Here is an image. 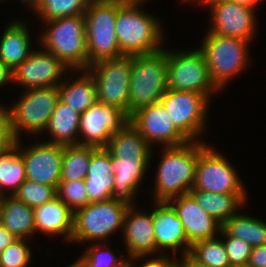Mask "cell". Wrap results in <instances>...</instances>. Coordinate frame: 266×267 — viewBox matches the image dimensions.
<instances>
[{"label": "cell", "instance_id": "e0dca14e", "mask_svg": "<svg viewBox=\"0 0 266 267\" xmlns=\"http://www.w3.org/2000/svg\"><path fill=\"white\" fill-rule=\"evenodd\" d=\"M20 141L21 139L18 140V148L25 164L26 179L57 189L61 176L63 145L44 141L22 150Z\"/></svg>", "mask_w": 266, "mask_h": 267}, {"label": "cell", "instance_id": "d6986e66", "mask_svg": "<svg viewBox=\"0 0 266 267\" xmlns=\"http://www.w3.org/2000/svg\"><path fill=\"white\" fill-rule=\"evenodd\" d=\"M135 205H130L126 211L123 223L124 242L129 260L141 259L157 252L154 236L153 211L150 213L138 212ZM148 255V256H147Z\"/></svg>", "mask_w": 266, "mask_h": 267}, {"label": "cell", "instance_id": "60d3db41", "mask_svg": "<svg viewBox=\"0 0 266 267\" xmlns=\"http://www.w3.org/2000/svg\"><path fill=\"white\" fill-rule=\"evenodd\" d=\"M177 266V259L171 257L169 258L166 254H160L159 256H156V258L145 261V263L137 266L132 262V260H129L128 267H176Z\"/></svg>", "mask_w": 266, "mask_h": 267}, {"label": "cell", "instance_id": "ac0fdd59", "mask_svg": "<svg viewBox=\"0 0 266 267\" xmlns=\"http://www.w3.org/2000/svg\"><path fill=\"white\" fill-rule=\"evenodd\" d=\"M168 203L177 212L191 244L216 238L221 232L222 224L205 212L190 193L174 197Z\"/></svg>", "mask_w": 266, "mask_h": 267}, {"label": "cell", "instance_id": "1f68e13d", "mask_svg": "<svg viewBox=\"0 0 266 267\" xmlns=\"http://www.w3.org/2000/svg\"><path fill=\"white\" fill-rule=\"evenodd\" d=\"M91 161V146H63L60 181L84 180Z\"/></svg>", "mask_w": 266, "mask_h": 267}, {"label": "cell", "instance_id": "5bb4252c", "mask_svg": "<svg viewBox=\"0 0 266 267\" xmlns=\"http://www.w3.org/2000/svg\"><path fill=\"white\" fill-rule=\"evenodd\" d=\"M67 68L53 53L35 50L12 71V82L24 86L25 90L59 86Z\"/></svg>", "mask_w": 266, "mask_h": 267}, {"label": "cell", "instance_id": "74e56055", "mask_svg": "<svg viewBox=\"0 0 266 267\" xmlns=\"http://www.w3.org/2000/svg\"><path fill=\"white\" fill-rule=\"evenodd\" d=\"M26 239H17L0 252V267H27L32 253Z\"/></svg>", "mask_w": 266, "mask_h": 267}, {"label": "cell", "instance_id": "ffe728a7", "mask_svg": "<svg viewBox=\"0 0 266 267\" xmlns=\"http://www.w3.org/2000/svg\"><path fill=\"white\" fill-rule=\"evenodd\" d=\"M153 204L156 206L153 209V226L157 251L172 250L174 258H176V252L181 250L182 257L189 254L192 244L187 240L177 212L168 202Z\"/></svg>", "mask_w": 266, "mask_h": 267}, {"label": "cell", "instance_id": "9c48e42d", "mask_svg": "<svg viewBox=\"0 0 266 267\" xmlns=\"http://www.w3.org/2000/svg\"><path fill=\"white\" fill-rule=\"evenodd\" d=\"M23 94L16 104L7 108L17 140L22 130L33 135L45 132L59 100L58 86L30 89Z\"/></svg>", "mask_w": 266, "mask_h": 267}, {"label": "cell", "instance_id": "e575fe53", "mask_svg": "<svg viewBox=\"0 0 266 267\" xmlns=\"http://www.w3.org/2000/svg\"><path fill=\"white\" fill-rule=\"evenodd\" d=\"M13 196L27 204L31 208L41 206L57 196L56 188L49 185L40 184L25 180Z\"/></svg>", "mask_w": 266, "mask_h": 267}, {"label": "cell", "instance_id": "30bf717a", "mask_svg": "<svg viewBox=\"0 0 266 267\" xmlns=\"http://www.w3.org/2000/svg\"><path fill=\"white\" fill-rule=\"evenodd\" d=\"M133 56L122 55L95 62L86 70L93 76L100 103L119 107L129 116V92Z\"/></svg>", "mask_w": 266, "mask_h": 267}, {"label": "cell", "instance_id": "603a6c76", "mask_svg": "<svg viewBox=\"0 0 266 267\" xmlns=\"http://www.w3.org/2000/svg\"><path fill=\"white\" fill-rule=\"evenodd\" d=\"M74 212L57 196L34 208L35 232L46 235H64L71 242Z\"/></svg>", "mask_w": 266, "mask_h": 267}, {"label": "cell", "instance_id": "3957f363", "mask_svg": "<svg viewBox=\"0 0 266 267\" xmlns=\"http://www.w3.org/2000/svg\"><path fill=\"white\" fill-rule=\"evenodd\" d=\"M47 30L42 32L41 46L53 53L69 68L79 73L88 68L87 40L84 15H74L42 21Z\"/></svg>", "mask_w": 266, "mask_h": 267}, {"label": "cell", "instance_id": "8d00e7d4", "mask_svg": "<svg viewBox=\"0 0 266 267\" xmlns=\"http://www.w3.org/2000/svg\"><path fill=\"white\" fill-rule=\"evenodd\" d=\"M56 193L57 197L73 212L90 203L84 180L60 181L56 189Z\"/></svg>", "mask_w": 266, "mask_h": 267}, {"label": "cell", "instance_id": "9a60e30c", "mask_svg": "<svg viewBox=\"0 0 266 267\" xmlns=\"http://www.w3.org/2000/svg\"><path fill=\"white\" fill-rule=\"evenodd\" d=\"M129 120L150 146L154 143L179 146L189 141L174 126L161 102L138 109Z\"/></svg>", "mask_w": 266, "mask_h": 267}, {"label": "cell", "instance_id": "7a4b0ae2", "mask_svg": "<svg viewBox=\"0 0 266 267\" xmlns=\"http://www.w3.org/2000/svg\"><path fill=\"white\" fill-rule=\"evenodd\" d=\"M140 3L117 0L115 33L123 55H146L162 50V25L138 8Z\"/></svg>", "mask_w": 266, "mask_h": 267}, {"label": "cell", "instance_id": "8fae6325", "mask_svg": "<svg viewBox=\"0 0 266 267\" xmlns=\"http://www.w3.org/2000/svg\"><path fill=\"white\" fill-rule=\"evenodd\" d=\"M209 101L198 92L171 89H167L160 99L174 126L189 141H197V136L204 132Z\"/></svg>", "mask_w": 266, "mask_h": 267}, {"label": "cell", "instance_id": "f1b7e54d", "mask_svg": "<svg viewBox=\"0 0 266 267\" xmlns=\"http://www.w3.org/2000/svg\"><path fill=\"white\" fill-rule=\"evenodd\" d=\"M151 146L129 122L113 134L105 149L113 158H151Z\"/></svg>", "mask_w": 266, "mask_h": 267}, {"label": "cell", "instance_id": "f35d334b", "mask_svg": "<svg viewBox=\"0 0 266 267\" xmlns=\"http://www.w3.org/2000/svg\"><path fill=\"white\" fill-rule=\"evenodd\" d=\"M224 237L223 243L226 248L230 267H246L252 247L240 238L228 236L223 230L220 235Z\"/></svg>", "mask_w": 266, "mask_h": 267}, {"label": "cell", "instance_id": "f907efd6", "mask_svg": "<svg viewBox=\"0 0 266 267\" xmlns=\"http://www.w3.org/2000/svg\"><path fill=\"white\" fill-rule=\"evenodd\" d=\"M67 267H81L80 263L78 262V260H76V262H74L73 264L67 266Z\"/></svg>", "mask_w": 266, "mask_h": 267}, {"label": "cell", "instance_id": "f6af8a7d", "mask_svg": "<svg viewBox=\"0 0 266 267\" xmlns=\"http://www.w3.org/2000/svg\"><path fill=\"white\" fill-rule=\"evenodd\" d=\"M181 261L177 260V267H210L195 261L189 254L184 255Z\"/></svg>", "mask_w": 266, "mask_h": 267}, {"label": "cell", "instance_id": "277c9868", "mask_svg": "<svg viewBox=\"0 0 266 267\" xmlns=\"http://www.w3.org/2000/svg\"><path fill=\"white\" fill-rule=\"evenodd\" d=\"M167 89V49L152 54L133 55L129 117L140 108L160 102Z\"/></svg>", "mask_w": 266, "mask_h": 267}, {"label": "cell", "instance_id": "484cf974", "mask_svg": "<svg viewBox=\"0 0 266 267\" xmlns=\"http://www.w3.org/2000/svg\"><path fill=\"white\" fill-rule=\"evenodd\" d=\"M198 205L222 225L247 200L246 193L219 194L192 188L189 192Z\"/></svg>", "mask_w": 266, "mask_h": 267}, {"label": "cell", "instance_id": "7dc6e473", "mask_svg": "<svg viewBox=\"0 0 266 267\" xmlns=\"http://www.w3.org/2000/svg\"><path fill=\"white\" fill-rule=\"evenodd\" d=\"M21 1L25 3H30V5L34 8L33 10L35 11L41 0H21Z\"/></svg>", "mask_w": 266, "mask_h": 267}, {"label": "cell", "instance_id": "7402d4cb", "mask_svg": "<svg viewBox=\"0 0 266 267\" xmlns=\"http://www.w3.org/2000/svg\"><path fill=\"white\" fill-rule=\"evenodd\" d=\"M113 173L110 153L105 148L91 146V161L84 179L90 203L112 199Z\"/></svg>", "mask_w": 266, "mask_h": 267}, {"label": "cell", "instance_id": "681fc988", "mask_svg": "<svg viewBox=\"0 0 266 267\" xmlns=\"http://www.w3.org/2000/svg\"><path fill=\"white\" fill-rule=\"evenodd\" d=\"M5 193L6 192H3V190L1 189V187H0V202H2L4 199H5Z\"/></svg>", "mask_w": 266, "mask_h": 267}, {"label": "cell", "instance_id": "44dd1931", "mask_svg": "<svg viewBox=\"0 0 266 267\" xmlns=\"http://www.w3.org/2000/svg\"><path fill=\"white\" fill-rule=\"evenodd\" d=\"M151 158H113L111 166L114 175L112 198L119 199L133 205L136 195Z\"/></svg>", "mask_w": 266, "mask_h": 267}, {"label": "cell", "instance_id": "7c38bea8", "mask_svg": "<svg viewBox=\"0 0 266 267\" xmlns=\"http://www.w3.org/2000/svg\"><path fill=\"white\" fill-rule=\"evenodd\" d=\"M237 171L207 145L198 156L193 188L219 194L247 193Z\"/></svg>", "mask_w": 266, "mask_h": 267}, {"label": "cell", "instance_id": "836d02e7", "mask_svg": "<svg viewBox=\"0 0 266 267\" xmlns=\"http://www.w3.org/2000/svg\"><path fill=\"white\" fill-rule=\"evenodd\" d=\"M91 0H41L34 13L42 21L84 15Z\"/></svg>", "mask_w": 266, "mask_h": 267}, {"label": "cell", "instance_id": "d6a6232c", "mask_svg": "<svg viewBox=\"0 0 266 267\" xmlns=\"http://www.w3.org/2000/svg\"><path fill=\"white\" fill-rule=\"evenodd\" d=\"M189 255L198 263L210 267H230L225 245L220 238L194 242Z\"/></svg>", "mask_w": 266, "mask_h": 267}, {"label": "cell", "instance_id": "4dcf8cb0", "mask_svg": "<svg viewBox=\"0 0 266 267\" xmlns=\"http://www.w3.org/2000/svg\"><path fill=\"white\" fill-rule=\"evenodd\" d=\"M25 180V164L17 140L12 148L0 153V187L3 192L5 188L7 191L10 189V195L13 196Z\"/></svg>", "mask_w": 266, "mask_h": 267}, {"label": "cell", "instance_id": "b9f144b4", "mask_svg": "<svg viewBox=\"0 0 266 267\" xmlns=\"http://www.w3.org/2000/svg\"><path fill=\"white\" fill-rule=\"evenodd\" d=\"M246 267H266V244L252 248Z\"/></svg>", "mask_w": 266, "mask_h": 267}, {"label": "cell", "instance_id": "d4e9b609", "mask_svg": "<svg viewBox=\"0 0 266 267\" xmlns=\"http://www.w3.org/2000/svg\"><path fill=\"white\" fill-rule=\"evenodd\" d=\"M79 122L80 114L59 99L45 129L53 138L46 142L79 145Z\"/></svg>", "mask_w": 266, "mask_h": 267}, {"label": "cell", "instance_id": "2e32d148", "mask_svg": "<svg viewBox=\"0 0 266 267\" xmlns=\"http://www.w3.org/2000/svg\"><path fill=\"white\" fill-rule=\"evenodd\" d=\"M204 6L210 7L212 27L209 32L252 40L256 29L255 9L226 0H208Z\"/></svg>", "mask_w": 266, "mask_h": 267}, {"label": "cell", "instance_id": "4fadbf2b", "mask_svg": "<svg viewBox=\"0 0 266 267\" xmlns=\"http://www.w3.org/2000/svg\"><path fill=\"white\" fill-rule=\"evenodd\" d=\"M125 111L114 105L94 103L80 114L79 145L105 148L113 134L130 122Z\"/></svg>", "mask_w": 266, "mask_h": 267}, {"label": "cell", "instance_id": "8992f818", "mask_svg": "<svg viewBox=\"0 0 266 267\" xmlns=\"http://www.w3.org/2000/svg\"><path fill=\"white\" fill-rule=\"evenodd\" d=\"M116 16L117 0H91L84 14L88 67L123 55L115 33Z\"/></svg>", "mask_w": 266, "mask_h": 267}, {"label": "cell", "instance_id": "ba28073f", "mask_svg": "<svg viewBox=\"0 0 266 267\" xmlns=\"http://www.w3.org/2000/svg\"><path fill=\"white\" fill-rule=\"evenodd\" d=\"M175 51L167 50L168 89L198 92L209 100V95L220 89L211 78L203 52L199 48Z\"/></svg>", "mask_w": 266, "mask_h": 267}, {"label": "cell", "instance_id": "83f0119b", "mask_svg": "<svg viewBox=\"0 0 266 267\" xmlns=\"http://www.w3.org/2000/svg\"><path fill=\"white\" fill-rule=\"evenodd\" d=\"M2 226L18 239H27L35 233L34 209L6 195L2 201Z\"/></svg>", "mask_w": 266, "mask_h": 267}, {"label": "cell", "instance_id": "7bdbcfd3", "mask_svg": "<svg viewBox=\"0 0 266 267\" xmlns=\"http://www.w3.org/2000/svg\"><path fill=\"white\" fill-rule=\"evenodd\" d=\"M18 238L11 234L4 226L0 227V252Z\"/></svg>", "mask_w": 266, "mask_h": 267}, {"label": "cell", "instance_id": "4316f807", "mask_svg": "<svg viewBox=\"0 0 266 267\" xmlns=\"http://www.w3.org/2000/svg\"><path fill=\"white\" fill-rule=\"evenodd\" d=\"M70 81H62L58 86L59 99L81 114L98 101L96 82L87 70L77 80Z\"/></svg>", "mask_w": 266, "mask_h": 267}, {"label": "cell", "instance_id": "cb8c5ba5", "mask_svg": "<svg viewBox=\"0 0 266 267\" xmlns=\"http://www.w3.org/2000/svg\"><path fill=\"white\" fill-rule=\"evenodd\" d=\"M28 25L24 21L9 23L0 40V61L13 71L31 54Z\"/></svg>", "mask_w": 266, "mask_h": 267}, {"label": "cell", "instance_id": "d590c367", "mask_svg": "<svg viewBox=\"0 0 266 267\" xmlns=\"http://www.w3.org/2000/svg\"><path fill=\"white\" fill-rule=\"evenodd\" d=\"M104 246L106 249L103 251L98 244L87 247L85 254L77 259L81 267H128V258L121 255V261H118L119 258L106 247L107 243H104Z\"/></svg>", "mask_w": 266, "mask_h": 267}, {"label": "cell", "instance_id": "bcb514c9", "mask_svg": "<svg viewBox=\"0 0 266 267\" xmlns=\"http://www.w3.org/2000/svg\"><path fill=\"white\" fill-rule=\"evenodd\" d=\"M234 3H238L240 5L246 6L248 8L256 9L255 6L261 1V0H226Z\"/></svg>", "mask_w": 266, "mask_h": 267}, {"label": "cell", "instance_id": "c3c4849f", "mask_svg": "<svg viewBox=\"0 0 266 267\" xmlns=\"http://www.w3.org/2000/svg\"><path fill=\"white\" fill-rule=\"evenodd\" d=\"M185 1H187V2H189V1H194V2L196 1L197 2L198 1V3L200 5L204 6L207 3L208 0H182L181 2H185Z\"/></svg>", "mask_w": 266, "mask_h": 267}, {"label": "cell", "instance_id": "52a82bcc", "mask_svg": "<svg viewBox=\"0 0 266 267\" xmlns=\"http://www.w3.org/2000/svg\"><path fill=\"white\" fill-rule=\"evenodd\" d=\"M240 38L207 32L200 50L203 52L214 84L221 90L229 79L247 67L248 44Z\"/></svg>", "mask_w": 266, "mask_h": 267}, {"label": "cell", "instance_id": "816d5d0a", "mask_svg": "<svg viewBox=\"0 0 266 267\" xmlns=\"http://www.w3.org/2000/svg\"><path fill=\"white\" fill-rule=\"evenodd\" d=\"M2 226V202H0V227Z\"/></svg>", "mask_w": 266, "mask_h": 267}, {"label": "cell", "instance_id": "f5cc1de1", "mask_svg": "<svg viewBox=\"0 0 266 267\" xmlns=\"http://www.w3.org/2000/svg\"><path fill=\"white\" fill-rule=\"evenodd\" d=\"M124 1H145V0H124Z\"/></svg>", "mask_w": 266, "mask_h": 267}, {"label": "cell", "instance_id": "6da1fadb", "mask_svg": "<svg viewBox=\"0 0 266 267\" xmlns=\"http://www.w3.org/2000/svg\"><path fill=\"white\" fill-rule=\"evenodd\" d=\"M198 140L163 148L156 171L154 202H168L174 197L188 194L193 188L198 156L207 146Z\"/></svg>", "mask_w": 266, "mask_h": 267}, {"label": "cell", "instance_id": "f546056e", "mask_svg": "<svg viewBox=\"0 0 266 267\" xmlns=\"http://www.w3.org/2000/svg\"><path fill=\"white\" fill-rule=\"evenodd\" d=\"M222 230L228 236L244 240L252 248L266 244V223L258 218L237 213L222 225Z\"/></svg>", "mask_w": 266, "mask_h": 267}, {"label": "cell", "instance_id": "5b68a950", "mask_svg": "<svg viewBox=\"0 0 266 267\" xmlns=\"http://www.w3.org/2000/svg\"><path fill=\"white\" fill-rule=\"evenodd\" d=\"M130 204L119 200L91 202L74 212L73 241L84 243L86 241L102 240L106 243L108 237L121 228L123 229L124 217Z\"/></svg>", "mask_w": 266, "mask_h": 267}, {"label": "cell", "instance_id": "ee69618b", "mask_svg": "<svg viewBox=\"0 0 266 267\" xmlns=\"http://www.w3.org/2000/svg\"><path fill=\"white\" fill-rule=\"evenodd\" d=\"M13 81L12 71L0 61V86Z\"/></svg>", "mask_w": 266, "mask_h": 267}, {"label": "cell", "instance_id": "ab89813d", "mask_svg": "<svg viewBox=\"0 0 266 267\" xmlns=\"http://www.w3.org/2000/svg\"><path fill=\"white\" fill-rule=\"evenodd\" d=\"M16 141L8 111L2 105V107L0 106V153L12 148Z\"/></svg>", "mask_w": 266, "mask_h": 267}]
</instances>
